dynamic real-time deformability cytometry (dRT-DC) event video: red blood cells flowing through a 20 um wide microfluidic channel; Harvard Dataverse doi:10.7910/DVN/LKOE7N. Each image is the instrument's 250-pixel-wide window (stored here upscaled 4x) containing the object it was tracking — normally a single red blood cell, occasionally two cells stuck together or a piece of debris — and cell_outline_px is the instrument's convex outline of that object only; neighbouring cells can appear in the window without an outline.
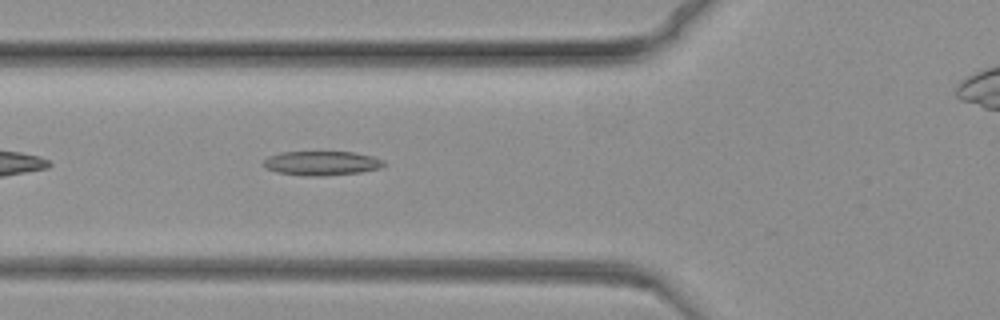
{"species": "common noctule bat (a hibernating species)", "species_latin": "Nyctalus noctula", "temperature_condition": "warm", "stored_images_in_passage": 48, "camera_frame_rate_fps": 3000, "um_per_image_px": 0.085, "animal": {"sex": "female", "body_mass_g": 19.3, "forearm_length_mm": 54.1}, "frame": {"image": 1, "passage_image": 8, "time_ms": 2.333, "image_size_px": [1000, 320], "cell_outline_px": [[384, 164], [380, 168], [360, 172], [324, 176], [316, 176], [280, 172], [268, 168], [264, 164], [264, 160], [268, 156], [280, 152], [352, 152], [372, 156], [384, 160]], "centroid_in_image_um": [27.38, 13.86], "position_along_channel_um": 98.4, "area_um2": 16.65}}
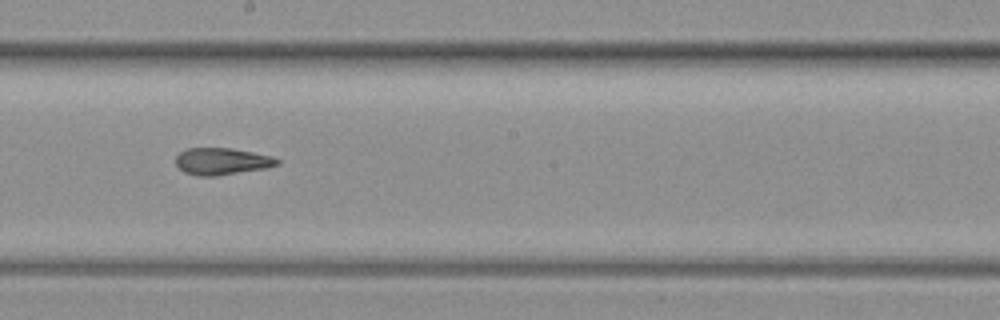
{"frame": {"image": 2, "passage_image": 23, "time_ms": 7.333, "image_size_px": [1000, 320], "cell_outline_px": [[280, 164], [268, 168], [216, 176], [196, 176], [184, 172], [176, 164], [176, 156], [180, 152], [188, 148], [232, 148], [272, 156], [280, 160]], "centroid_in_image_um": [18.88, 13.72], "position_along_channel_um": 229.3, "area_um2": 16.01}}
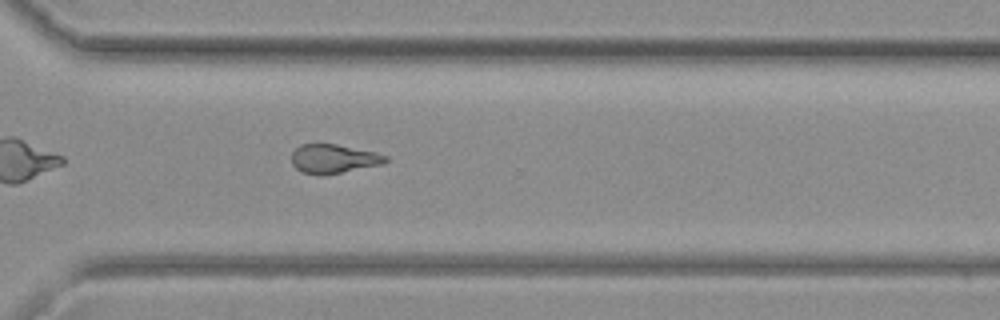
{"frame": {"image": 3, "passage_image": 36, "time_ms": 11.667, "image_size_px": [1000, 320], "cell_outline_px": [[388, 160], [384, 164], [324, 176], [320, 176], [300, 172], [292, 164], [292, 152], [300, 144], [336, 144], [376, 152], [388, 156]], "centroid_in_image_um": [28.36, 13.51], "position_along_channel_um": 342.2, "area_um2": 16.18}}